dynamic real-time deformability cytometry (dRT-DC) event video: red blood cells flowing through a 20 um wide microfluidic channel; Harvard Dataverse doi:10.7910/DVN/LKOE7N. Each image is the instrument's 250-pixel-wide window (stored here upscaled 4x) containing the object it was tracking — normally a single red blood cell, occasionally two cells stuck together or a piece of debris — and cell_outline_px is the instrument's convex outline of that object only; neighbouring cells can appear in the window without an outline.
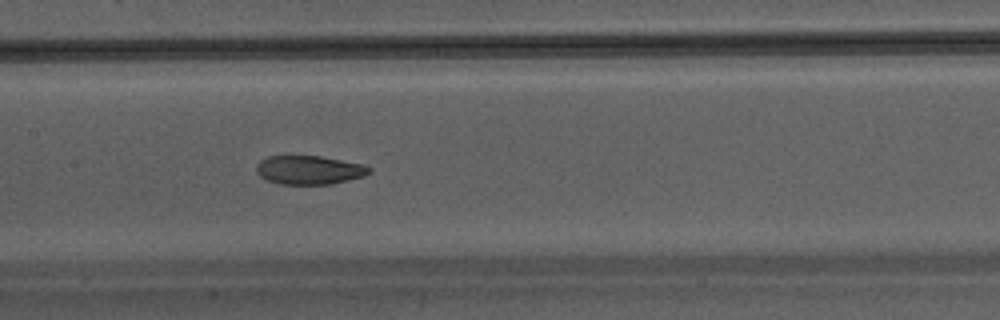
{"species": "Egyptian fruit bat (a non-hibernating species)", "species_latin": "Rousettus aegyptiacus", "temperature_condition": "warm", "stored_images_in_passage": 32, "camera_frame_rate_fps": 3000, "um_per_image_px": 0.085, "animal": {"sex": "male"}, "frame": {"image": 1, "passage_image": 10, "time_ms": 3.0, "image_size_px": [1000, 320], "cell_outline_px": [[372, 172], [364, 176], [332, 184], [280, 184], [268, 180], [260, 176], [256, 172], [256, 164], [260, 160], [268, 156], [320, 156], [360, 164], [372, 168]], "centroid_in_image_um": [26.26, 14.45], "position_along_channel_um": 181.1, "area_um2": 18.84}}